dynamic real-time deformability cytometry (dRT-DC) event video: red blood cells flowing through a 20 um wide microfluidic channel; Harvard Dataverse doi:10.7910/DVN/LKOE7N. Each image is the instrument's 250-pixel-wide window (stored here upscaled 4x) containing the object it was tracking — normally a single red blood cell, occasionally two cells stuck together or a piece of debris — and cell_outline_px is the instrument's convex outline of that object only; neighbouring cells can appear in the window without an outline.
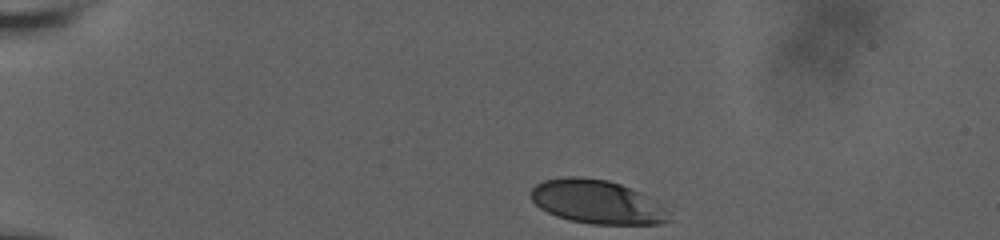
{"species": "human", "species_latin": "Homo sapiens", "temperature_condition": "room temperature", "stored_images_in_passage": 39, "camera_frame_rate_fps": 3000, "um_per_image_px": 0.085, "donor": {"sex": "male"}, "frame": {"image": 1, "passage_image": 1, "time_ms": 0.0, "image_size_px": [1000, 240], "cell_outline_px": [[672, 220], [660, 224], [592, 224], [568, 220], [556, 216], [540, 208], [532, 200], [532, 188], [536, 184], [544, 180], [564, 176], [580, 176], [608, 180], [620, 184], [640, 192], [664, 208], [668, 212]], "centroid_in_image_um": [50.73, 17.16], "position_along_channel_um": 34.3, "area_um2": 35.08}}
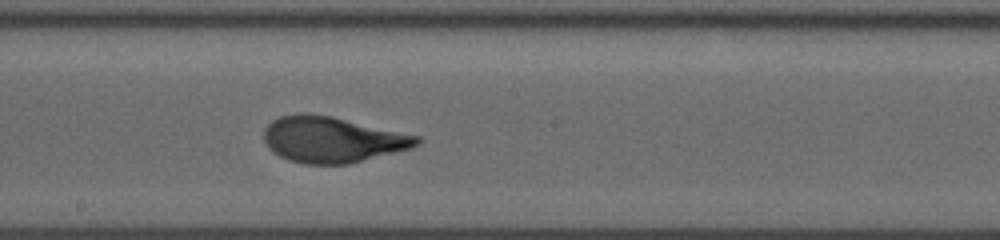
{"frame": {"image": 2, "passage_image": 23, "time_ms": 7.333, "image_size_px": [1000, 240], "cell_outline_px": [[420, 144], [412, 148], [348, 164], [304, 164], [288, 160], [272, 152], [268, 148], [264, 140], [264, 128], [272, 120], [280, 116], [300, 112], [308, 112], [332, 116], [420, 136]], "centroid_in_image_um": [28.22, 11.85], "position_along_channel_um": 220.0, "area_um2": 41.15}}
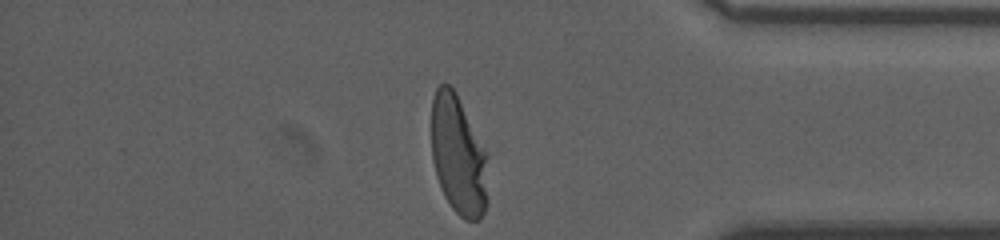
{"frame": {"image": 3, "passage_image": 39, "time_ms": 12.667, "image_size_px": [1000, 240], "cell_outline_px": [[488, 200], [484, 212], [480, 220], [464, 220], [452, 208], [444, 196], [440, 188], [436, 176], [432, 160], [432, 100], [436, 88], [440, 84], [448, 84], [456, 92], [488, 156]], "centroid_in_image_um": [38.97, 13.25], "position_along_channel_um": 396.2, "area_um2": 39.71}, "authors_computed_cell_mechanics": {"area_um2": 39.9398, "velocity_mm_per_s": 3.6296, "shape_relaxation_time_tau1_ms": 4.5632, "shape_relaxation_time_tau2_ms": null, "deformation_change_tau1": 0.1873, "deformation_change_tau2": null}}